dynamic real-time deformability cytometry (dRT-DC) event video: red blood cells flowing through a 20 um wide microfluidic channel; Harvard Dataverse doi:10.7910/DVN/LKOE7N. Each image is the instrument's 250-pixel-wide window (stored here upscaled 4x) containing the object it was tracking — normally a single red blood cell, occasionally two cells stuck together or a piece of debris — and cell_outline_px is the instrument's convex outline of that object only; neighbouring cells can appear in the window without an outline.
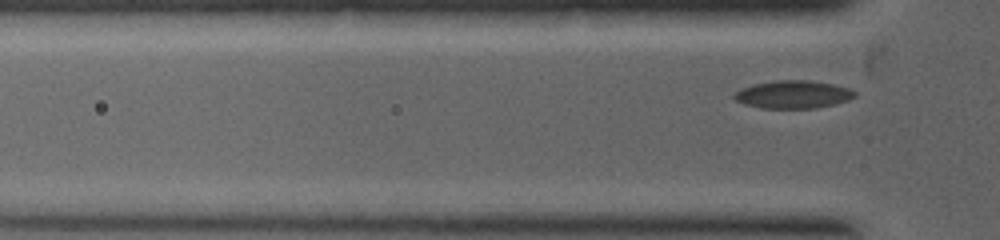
{"species": "common noctule bat (a hibernating species)", "species_latin": "Nyctalus noctula", "temperature_condition": "warm", "stored_images_in_passage": 2, "camera_frame_rate_fps": 5000, "um_per_image_px": 0.085, "animal": {"sex": "female", "body_mass_g": 19.0, "forearm_length_mm": 53.3}, "frame": {"image": 1, "passage_image": 2, "time_ms": 1.0, "image_size_px": [1000, 240], "cell_outline_px": [[856, 96], [848, 100], [816, 108], [760, 108], [744, 104], [736, 100], [732, 96], [740, 88], [752, 84], [776, 80], [808, 80], [832, 84], [848, 88], [856, 92]], "centroid_in_image_um": [67.38, 8.02], "position_along_channel_um": 58.4, "area_um2": 19.54}}